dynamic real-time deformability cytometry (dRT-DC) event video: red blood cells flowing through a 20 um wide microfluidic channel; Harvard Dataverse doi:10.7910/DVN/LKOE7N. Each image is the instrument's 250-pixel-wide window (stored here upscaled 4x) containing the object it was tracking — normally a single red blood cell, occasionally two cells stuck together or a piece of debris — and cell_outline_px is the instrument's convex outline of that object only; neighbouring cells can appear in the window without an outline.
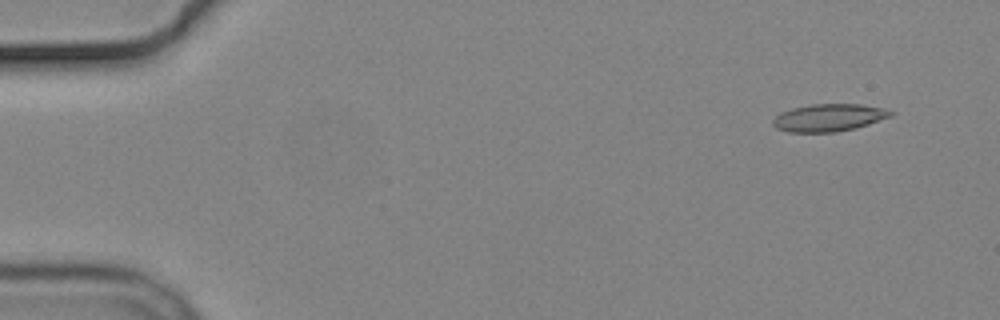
{"species": "common noctule bat (a hibernating species)", "species_latin": "Nyctalus noctula", "temperature_condition": "cold", "stored_images_in_passage": 6, "camera_frame_rate_fps": 3000, "um_per_image_px": 0.085, "animal": {"sex": "male", "body_mass_g": 19.2, "forearm_length_mm": 51.8}, "frame": {"image": 1, "passage_image": 1, "time_ms": 0.0, "image_size_px": [1000, 320], "cell_outline_px": [[896, 112], [892, 116], [856, 128], [836, 132], [788, 132], [776, 128], [772, 124], [772, 120], [780, 112], [792, 108], [812, 104], [860, 104], [880, 108]], "centroid_in_image_um": [70.43, 10.0], "position_along_channel_um": 14.6, "area_um2": 18.84}}
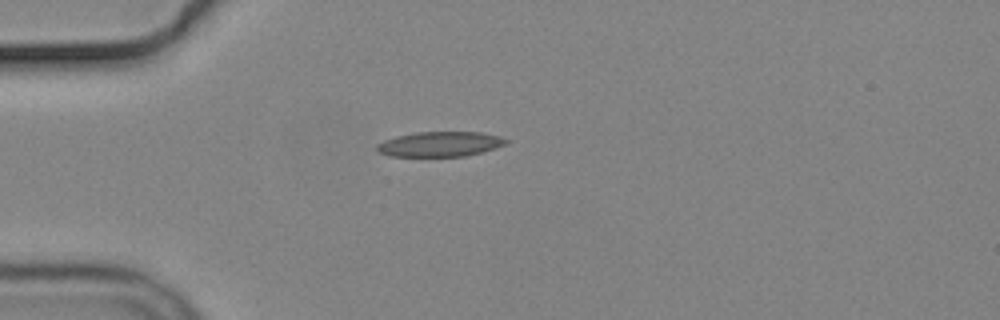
{"frame": {"image": 2, "passage_image": 4, "time_ms": 3.667, "image_size_px": [1000, 320], "cell_outline_px": [[508, 140], [504, 144], [496, 148], [464, 156], [388, 156], [380, 152], [376, 148], [376, 144], [384, 140], [396, 136], [416, 132], [480, 132], [500, 136]], "centroid_in_image_um": [37.37, 12.24], "position_along_channel_um": 47.6, "area_um2": 18.67}}
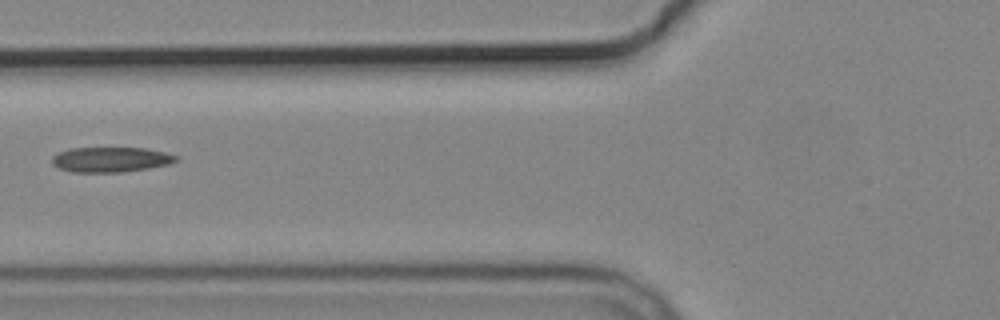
{"frame": {"image": 3, "passage_image": 6, "time_ms": 6.0, "image_size_px": [1000, 320], "cell_outline_px": [[180, 160], [168, 164], [148, 168], [120, 172], [72, 172], [60, 168], [52, 164], [52, 156], [68, 148], [144, 148], [164, 152], [180, 156]], "centroid_in_image_um": [9.43, 13.56], "position_along_channel_um": 116.4, "area_um2": 18.09}}